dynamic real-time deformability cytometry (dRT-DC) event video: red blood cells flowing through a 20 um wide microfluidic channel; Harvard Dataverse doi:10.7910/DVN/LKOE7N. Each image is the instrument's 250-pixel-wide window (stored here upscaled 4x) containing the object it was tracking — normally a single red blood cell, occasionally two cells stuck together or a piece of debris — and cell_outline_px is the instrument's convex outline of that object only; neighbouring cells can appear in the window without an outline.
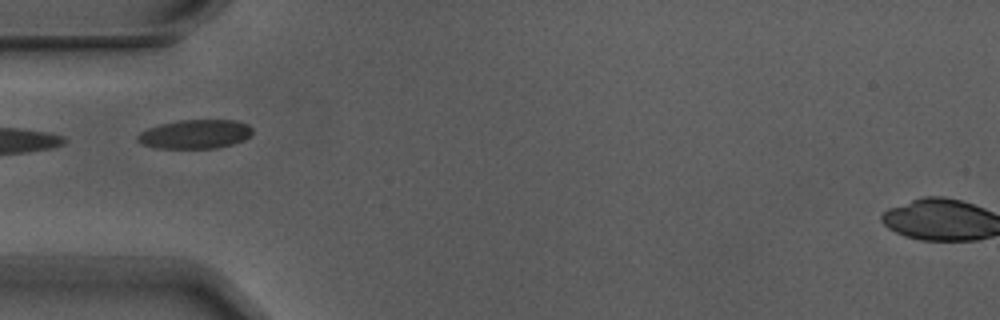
{"species": "Egyptian fruit bat (a non-hibernating species)", "species_latin": "Rousettus aegyptiacus", "temperature_condition": "warm", "stored_images_in_passage": 6, "segment_of_instrument_passage": [2, 2], "camera_frame_rate_fps": 3000, "um_per_image_px": 0.085, "animal": {"sex": "male"}, "frame": {"image": 1, "passage_image": 5, "time_ms": 1.333, "image_size_px": [1000, 320], "cell_outline_px": [[252, 132], [244, 140], [232, 144], [216, 148], [156, 148], [144, 144], [136, 140], [136, 136], [140, 132], [148, 128], [160, 124], [180, 120], [236, 120], [248, 124], [252, 128]], "centroid_in_image_um": [16.58, 11.4], "position_along_channel_um": 68.4, "area_um2": 19.36}}